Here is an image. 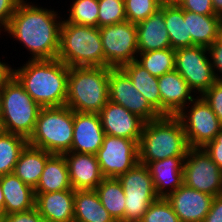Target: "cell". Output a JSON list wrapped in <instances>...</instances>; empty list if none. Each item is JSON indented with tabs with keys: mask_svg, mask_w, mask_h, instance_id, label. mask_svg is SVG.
<instances>
[{
	"mask_svg": "<svg viewBox=\"0 0 222 222\" xmlns=\"http://www.w3.org/2000/svg\"><path fill=\"white\" fill-rule=\"evenodd\" d=\"M207 52L206 47L195 45L175 49V70L201 95L217 81Z\"/></svg>",
	"mask_w": 222,
	"mask_h": 222,
	"instance_id": "obj_12",
	"label": "cell"
},
{
	"mask_svg": "<svg viewBox=\"0 0 222 222\" xmlns=\"http://www.w3.org/2000/svg\"><path fill=\"white\" fill-rule=\"evenodd\" d=\"M187 28L192 46L209 48L218 39L219 15H201L187 11Z\"/></svg>",
	"mask_w": 222,
	"mask_h": 222,
	"instance_id": "obj_29",
	"label": "cell"
},
{
	"mask_svg": "<svg viewBox=\"0 0 222 222\" xmlns=\"http://www.w3.org/2000/svg\"><path fill=\"white\" fill-rule=\"evenodd\" d=\"M69 67L62 61L28 60L13 76L32 99L42 107H59L66 104Z\"/></svg>",
	"mask_w": 222,
	"mask_h": 222,
	"instance_id": "obj_2",
	"label": "cell"
},
{
	"mask_svg": "<svg viewBox=\"0 0 222 222\" xmlns=\"http://www.w3.org/2000/svg\"><path fill=\"white\" fill-rule=\"evenodd\" d=\"M101 204L116 222H124L125 193L118 178H103L95 188Z\"/></svg>",
	"mask_w": 222,
	"mask_h": 222,
	"instance_id": "obj_30",
	"label": "cell"
},
{
	"mask_svg": "<svg viewBox=\"0 0 222 222\" xmlns=\"http://www.w3.org/2000/svg\"><path fill=\"white\" fill-rule=\"evenodd\" d=\"M69 180L73 190H95L103 175L95 154L66 152Z\"/></svg>",
	"mask_w": 222,
	"mask_h": 222,
	"instance_id": "obj_19",
	"label": "cell"
},
{
	"mask_svg": "<svg viewBox=\"0 0 222 222\" xmlns=\"http://www.w3.org/2000/svg\"><path fill=\"white\" fill-rule=\"evenodd\" d=\"M208 49V55L210 54V62L213 66V71L217 81H222V77L216 74L218 70L222 74V42L217 39Z\"/></svg>",
	"mask_w": 222,
	"mask_h": 222,
	"instance_id": "obj_40",
	"label": "cell"
},
{
	"mask_svg": "<svg viewBox=\"0 0 222 222\" xmlns=\"http://www.w3.org/2000/svg\"><path fill=\"white\" fill-rule=\"evenodd\" d=\"M160 10L164 13L171 48L191 47L192 39L187 28V10H183L176 2L162 4Z\"/></svg>",
	"mask_w": 222,
	"mask_h": 222,
	"instance_id": "obj_26",
	"label": "cell"
},
{
	"mask_svg": "<svg viewBox=\"0 0 222 222\" xmlns=\"http://www.w3.org/2000/svg\"><path fill=\"white\" fill-rule=\"evenodd\" d=\"M95 155L104 178H118L139 163V148L135 140L107 134Z\"/></svg>",
	"mask_w": 222,
	"mask_h": 222,
	"instance_id": "obj_11",
	"label": "cell"
},
{
	"mask_svg": "<svg viewBox=\"0 0 222 222\" xmlns=\"http://www.w3.org/2000/svg\"><path fill=\"white\" fill-rule=\"evenodd\" d=\"M212 6L217 15H222V0H212Z\"/></svg>",
	"mask_w": 222,
	"mask_h": 222,
	"instance_id": "obj_45",
	"label": "cell"
},
{
	"mask_svg": "<svg viewBox=\"0 0 222 222\" xmlns=\"http://www.w3.org/2000/svg\"><path fill=\"white\" fill-rule=\"evenodd\" d=\"M70 8L66 22L98 27V0H75Z\"/></svg>",
	"mask_w": 222,
	"mask_h": 222,
	"instance_id": "obj_33",
	"label": "cell"
},
{
	"mask_svg": "<svg viewBox=\"0 0 222 222\" xmlns=\"http://www.w3.org/2000/svg\"><path fill=\"white\" fill-rule=\"evenodd\" d=\"M158 88L161 96V116H177L185 108L187 101L192 102L194 96L185 79L173 70L158 77Z\"/></svg>",
	"mask_w": 222,
	"mask_h": 222,
	"instance_id": "obj_17",
	"label": "cell"
},
{
	"mask_svg": "<svg viewBox=\"0 0 222 222\" xmlns=\"http://www.w3.org/2000/svg\"><path fill=\"white\" fill-rule=\"evenodd\" d=\"M126 19L138 24L157 12L162 3L158 0H124Z\"/></svg>",
	"mask_w": 222,
	"mask_h": 222,
	"instance_id": "obj_34",
	"label": "cell"
},
{
	"mask_svg": "<svg viewBox=\"0 0 222 222\" xmlns=\"http://www.w3.org/2000/svg\"><path fill=\"white\" fill-rule=\"evenodd\" d=\"M98 28L126 21L124 0H98Z\"/></svg>",
	"mask_w": 222,
	"mask_h": 222,
	"instance_id": "obj_35",
	"label": "cell"
},
{
	"mask_svg": "<svg viewBox=\"0 0 222 222\" xmlns=\"http://www.w3.org/2000/svg\"><path fill=\"white\" fill-rule=\"evenodd\" d=\"M73 190L66 160L63 154H52L46 161L34 193H50Z\"/></svg>",
	"mask_w": 222,
	"mask_h": 222,
	"instance_id": "obj_24",
	"label": "cell"
},
{
	"mask_svg": "<svg viewBox=\"0 0 222 222\" xmlns=\"http://www.w3.org/2000/svg\"><path fill=\"white\" fill-rule=\"evenodd\" d=\"M222 124V81H216L202 95Z\"/></svg>",
	"mask_w": 222,
	"mask_h": 222,
	"instance_id": "obj_37",
	"label": "cell"
},
{
	"mask_svg": "<svg viewBox=\"0 0 222 222\" xmlns=\"http://www.w3.org/2000/svg\"><path fill=\"white\" fill-rule=\"evenodd\" d=\"M42 216L33 208L26 212L13 213L2 216V222H42Z\"/></svg>",
	"mask_w": 222,
	"mask_h": 222,
	"instance_id": "obj_41",
	"label": "cell"
},
{
	"mask_svg": "<svg viewBox=\"0 0 222 222\" xmlns=\"http://www.w3.org/2000/svg\"><path fill=\"white\" fill-rule=\"evenodd\" d=\"M99 31L108 67L121 68L139 57L136 24L126 20L99 27Z\"/></svg>",
	"mask_w": 222,
	"mask_h": 222,
	"instance_id": "obj_9",
	"label": "cell"
},
{
	"mask_svg": "<svg viewBox=\"0 0 222 222\" xmlns=\"http://www.w3.org/2000/svg\"><path fill=\"white\" fill-rule=\"evenodd\" d=\"M28 144V140L20 135L0 132V176L14 171L21 151Z\"/></svg>",
	"mask_w": 222,
	"mask_h": 222,
	"instance_id": "obj_31",
	"label": "cell"
},
{
	"mask_svg": "<svg viewBox=\"0 0 222 222\" xmlns=\"http://www.w3.org/2000/svg\"><path fill=\"white\" fill-rule=\"evenodd\" d=\"M184 159L185 157H169L167 159L151 162L147 165L156 194L159 197L166 198L169 193L176 191L183 185ZM167 187L168 190H166Z\"/></svg>",
	"mask_w": 222,
	"mask_h": 222,
	"instance_id": "obj_21",
	"label": "cell"
},
{
	"mask_svg": "<svg viewBox=\"0 0 222 222\" xmlns=\"http://www.w3.org/2000/svg\"><path fill=\"white\" fill-rule=\"evenodd\" d=\"M186 186L213 197L222 194V170L201 147H189L183 163Z\"/></svg>",
	"mask_w": 222,
	"mask_h": 222,
	"instance_id": "obj_10",
	"label": "cell"
},
{
	"mask_svg": "<svg viewBox=\"0 0 222 222\" xmlns=\"http://www.w3.org/2000/svg\"><path fill=\"white\" fill-rule=\"evenodd\" d=\"M203 222H222V194L214 197L211 209Z\"/></svg>",
	"mask_w": 222,
	"mask_h": 222,
	"instance_id": "obj_43",
	"label": "cell"
},
{
	"mask_svg": "<svg viewBox=\"0 0 222 222\" xmlns=\"http://www.w3.org/2000/svg\"><path fill=\"white\" fill-rule=\"evenodd\" d=\"M138 55L140 57L136 61L153 76L160 77L175 70V49H159Z\"/></svg>",
	"mask_w": 222,
	"mask_h": 222,
	"instance_id": "obj_32",
	"label": "cell"
},
{
	"mask_svg": "<svg viewBox=\"0 0 222 222\" xmlns=\"http://www.w3.org/2000/svg\"><path fill=\"white\" fill-rule=\"evenodd\" d=\"M138 148L139 163L148 165L169 157H186L189 146L180 119L161 116L145 122Z\"/></svg>",
	"mask_w": 222,
	"mask_h": 222,
	"instance_id": "obj_3",
	"label": "cell"
},
{
	"mask_svg": "<svg viewBox=\"0 0 222 222\" xmlns=\"http://www.w3.org/2000/svg\"><path fill=\"white\" fill-rule=\"evenodd\" d=\"M141 222H181L173 210L170 202L159 197L151 203L148 210L143 215Z\"/></svg>",
	"mask_w": 222,
	"mask_h": 222,
	"instance_id": "obj_36",
	"label": "cell"
},
{
	"mask_svg": "<svg viewBox=\"0 0 222 222\" xmlns=\"http://www.w3.org/2000/svg\"><path fill=\"white\" fill-rule=\"evenodd\" d=\"M52 153L30 145L21 151L13 173L33 189L37 186L47 159Z\"/></svg>",
	"mask_w": 222,
	"mask_h": 222,
	"instance_id": "obj_25",
	"label": "cell"
},
{
	"mask_svg": "<svg viewBox=\"0 0 222 222\" xmlns=\"http://www.w3.org/2000/svg\"><path fill=\"white\" fill-rule=\"evenodd\" d=\"M203 148L210 155L213 162L222 170V129L215 139L207 143Z\"/></svg>",
	"mask_w": 222,
	"mask_h": 222,
	"instance_id": "obj_39",
	"label": "cell"
},
{
	"mask_svg": "<svg viewBox=\"0 0 222 222\" xmlns=\"http://www.w3.org/2000/svg\"><path fill=\"white\" fill-rule=\"evenodd\" d=\"M0 222H2V213L0 212Z\"/></svg>",
	"mask_w": 222,
	"mask_h": 222,
	"instance_id": "obj_50",
	"label": "cell"
},
{
	"mask_svg": "<svg viewBox=\"0 0 222 222\" xmlns=\"http://www.w3.org/2000/svg\"><path fill=\"white\" fill-rule=\"evenodd\" d=\"M121 69L129 76L133 86L147 99L148 103L161 115V96L158 77L151 75L136 60L125 64Z\"/></svg>",
	"mask_w": 222,
	"mask_h": 222,
	"instance_id": "obj_28",
	"label": "cell"
},
{
	"mask_svg": "<svg viewBox=\"0 0 222 222\" xmlns=\"http://www.w3.org/2000/svg\"><path fill=\"white\" fill-rule=\"evenodd\" d=\"M35 208L45 220L72 222L74 220V190L35 193Z\"/></svg>",
	"mask_w": 222,
	"mask_h": 222,
	"instance_id": "obj_20",
	"label": "cell"
},
{
	"mask_svg": "<svg viewBox=\"0 0 222 222\" xmlns=\"http://www.w3.org/2000/svg\"><path fill=\"white\" fill-rule=\"evenodd\" d=\"M74 220L80 222H116L101 204L95 190L74 191Z\"/></svg>",
	"mask_w": 222,
	"mask_h": 222,
	"instance_id": "obj_27",
	"label": "cell"
},
{
	"mask_svg": "<svg viewBox=\"0 0 222 222\" xmlns=\"http://www.w3.org/2000/svg\"><path fill=\"white\" fill-rule=\"evenodd\" d=\"M0 184L4 194L2 216L35 208L34 189L21 181L14 173L0 176Z\"/></svg>",
	"mask_w": 222,
	"mask_h": 222,
	"instance_id": "obj_22",
	"label": "cell"
},
{
	"mask_svg": "<svg viewBox=\"0 0 222 222\" xmlns=\"http://www.w3.org/2000/svg\"><path fill=\"white\" fill-rule=\"evenodd\" d=\"M118 179L126 197L124 222H141L148 207L159 198L148 166L137 163Z\"/></svg>",
	"mask_w": 222,
	"mask_h": 222,
	"instance_id": "obj_8",
	"label": "cell"
},
{
	"mask_svg": "<svg viewBox=\"0 0 222 222\" xmlns=\"http://www.w3.org/2000/svg\"><path fill=\"white\" fill-rule=\"evenodd\" d=\"M218 39L222 42V15H219Z\"/></svg>",
	"mask_w": 222,
	"mask_h": 222,
	"instance_id": "obj_47",
	"label": "cell"
},
{
	"mask_svg": "<svg viewBox=\"0 0 222 222\" xmlns=\"http://www.w3.org/2000/svg\"><path fill=\"white\" fill-rule=\"evenodd\" d=\"M104 136L99 114L74 111L73 140L69 152L96 154Z\"/></svg>",
	"mask_w": 222,
	"mask_h": 222,
	"instance_id": "obj_18",
	"label": "cell"
},
{
	"mask_svg": "<svg viewBox=\"0 0 222 222\" xmlns=\"http://www.w3.org/2000/svg\"><path fill=\"white\" fill-rule=\"evenodd\" d=\"M74 128V111L64 106L42 107L28 145L52 154L71 150Z\"/></svg>",
	"mask_w": 222,
	"mask_h": 222,
	"instance_id": "obj_7",
	"label": "cell"
},
{
	"mask_svg": "<svg viewBox=\"0 0 222 222\" xmlns=\"http://www.w3.org/2000/svg\"><path fill=\"white\" fill-rule=\"evenodd\" d=\"M42 222H54V221H49V220L42 219Z\"/></svg>",
	"mask_w": 222,
	"mask_h": 222,
	"instance_id": "obj_49",
	"label": "cell"
},
{
	"mask_svg": "<svg viewBox=\"0 0 222 222\" xmlns=\"http://www.w3.org/2000/svg\"><path fill=\"white\" fill-rule=\"evenodd\" d=\"M138 53L171 48L164 13L159 9L147 19L136 24Z\"/></svg>",
	"mask_w": 222,
	"mask_h": 222,
	"instance_id": "obj_23",
	"label": "cell"
},
{
	"mask_svg": "<svg viewBox=\"0 0 222 222\" xmlns=\"http://www.w3.org/2000/svg\"><path fill=\"white\" fill-rule=\"evenodd\" d=\"M166 199L181 222H203L211 209L214 197L183 184L169 193Z\"/></svg>",
	"mask_w": 222,
	"mask_h": 222,
	"instance_id": "obj_16",
	"label": "cell"
},
{
	"mask_svg": "<svg viewBox=\"0 0 222 222\" xmlns=\"http://www.w3.org/2000/svg\"><path fill=\"white\" fill-rule=\"evenodd\" d=\"M98 114L105 134L135 140L139 144L145 124L139 116L110 100Z\"/></svg>",
	"mask_w": 222,
	"mask_h": 222,
	"instance_id": "obj_15",
	"label": "cell"
},
{
	"mask_svg": "<svg viewBox=\"0 0 222 222\" xmlns=\"http://www.w3.org/2000/svg\"><path fill=\"white\" fill-rule=\"evenodd\" d=\"M13 76V68L0 61V88Z\"/></svg>",
	"mask_w": 222,
	"mask_h": 222,
	"instance_id": "obj_44",
	"label": "cell"
},
{
	"mask_svg": "<svg viewBox=\"0 0 222 222\" xmlns=\"http://www.w3.org/2000/svg\"><path fill=\"white\" fill-rule=\"evenodd\" d=\"M57 59L70 67H108L98 27L77 25L65 20L60 31Z\"/></svg>",
	"mask_w": 222,
	"mask_h": 222,
	"instance_id": "obj_5",
	"label": "cell"
},
{
	"mask_svg": "<svg viewBox=\"0 0 222 222\" xmlns=\"http://www.w3.org/2000/svg\"><path fill=\"white\" fill-rule=\"evenodd\" d=\"M21 0H0V28L6 29Z\"/></svg>",
	"mask_w": 222,
	"mask_h": 222,
	"instance_id": "obj_42",
	"label": "cell"
},
{
	"mask_svg": "<svg viewBox=\"0 0 222 222\" xmlns=\"http://www.w3.org/2000/svg\"><path fill=\"white\" fill-rule=\"evenodd\" d=\"M41 107L12 76L0 88V124L4 132L27 140L34 132Z\"/></svg>",
	"mask_w": 222,
	"mask_h": 222,
	"instance_id": "obj_6",
	"label": "cell"
},
{
	"mask_svg": "<svg viewBox=\"0 0 222 222\" xmlns=\"http://www.w3.org/2000/svg\"><path fill=\"white\" fill-rule=\"evenodd\" d=\"M158 1H160L162 4L170 3L171 2V0H158Z\"/></svg>",
	"mask_w": 222,
	"mask_h": 222,
	"instance_id": "obj_48",
	"label": "cell"
},
{
	"mask_svg": "<svg viewBox=\"0 0 222 222\" xmlns=\"http://www.w3.org/2000/svg\"><path fill=\"white\" fill-rule=\"evenodd\" d=\"M3 207H4V194L0 184V212L3 211Z\"/></svg>",
	"mask_w": 222,
	"mask_h": 222,
	"instance_id": "obj_46",
	"label": "cell"
},
{
	"mask_svg": "<svg viewBox=\"0 0 222 222\" xmlns=\"http://www.w3.org/2000/svg\"><path fill=\"white\" fill-rule=\"evenodd\" d=\"M183 10L201 15H217L212 6V0H178L176 2Z\"/></svg>",
	"mask_w": 222,
	"mask_h": 222,
	"instance_id": "obj_38",
	"label": "cell"
},
{
	"mask_svg": "<svg viewBox=\"0 0 222 222\" xmlns=\"http://www.w3.org/2000/svg\"><path fill=\"white\" fill-rule=\"evenodd\" d=\"M191 103L194 104L189 113L182 110L177 117L183 125L188 146L203 148L215 139L222 124L202 96L194 98Z\"/></svg>",
	"mask_w": 222,
	"mask_h": 222,
	"instance_id": "obj_13",
	"label": "cell"
},
{
	"mask_svg": "<svg viewBox=\"0 0 222 222\" xmlns=\"http://www.w3.org/2000/svg\"><path fill=\"white\" fill-rule=\"evenodd\" d=\"M53 10L26 4L21 0L11 17L7 33L24 44L31 54V60L56 59L60 45L62 20Z\"/></svg>",
	"mask_w": 222,
	"mask_h": 222,
	"instance_id": "obj_1",
	"label": "cell"
},
{
	"mask_svg": "<svg viewBox=\"0 0 222 222\" xmlns=\"http://www.w3.org/2000/svg\"><path fill=\"white\" fill-rule=\"evenodd\" d=\"M109 101V67H70L66 106L80 113H99Z\"/></svg>",
	"mask_w": 222,
	"mask_h": 222,
	"instance_id": "obj_4",
	"label": "cell"
},
{
	"mask_svg": "<svg viewBox=\"0 0 222 222\" xmlns=\"http://www.w3.org/2000/svg\"><path fill=\"white\" fill-rule=\"evenodd\" d=\"M109 100L124 106L145 122L161 117L138 89L133 86L131 79L121 68L109 67Z\"/></svg>",
	"mask_w": 222,
	"mask_h": 222,
	"instance_id": "obj_14",
	"label": "cell"
}]
</instances>
